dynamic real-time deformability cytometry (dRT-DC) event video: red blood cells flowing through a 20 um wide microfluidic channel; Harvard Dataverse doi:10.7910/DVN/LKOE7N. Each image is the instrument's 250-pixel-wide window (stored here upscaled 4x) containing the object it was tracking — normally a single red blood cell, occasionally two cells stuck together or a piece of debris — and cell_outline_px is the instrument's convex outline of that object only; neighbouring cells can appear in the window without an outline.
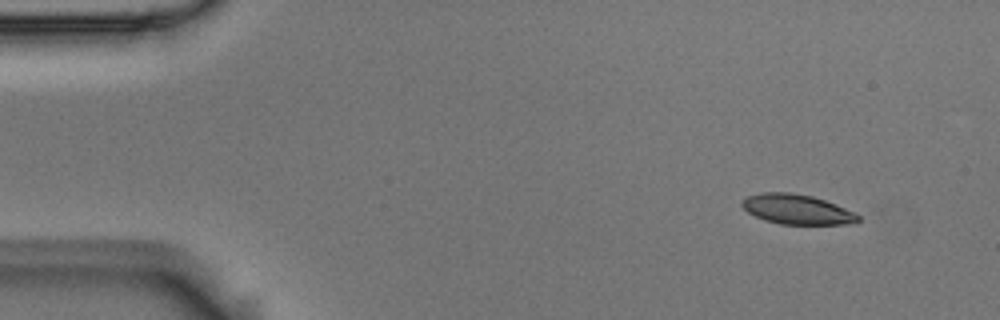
{"species": "Egyptian fruit bat (a non-hibernating species)", "species_latin": "Rousettus aegyptiacus", "temperature_condition": "room temperature", "stored_images_in_passage": 4, "camera_frame_rate_fps": 3000, "um_per_image_px": 0.085, "animal": {"sex": "male"}, "frame": {"image": 1, "passage_image": 1, "time_ms": 0.0, "image_size_px": [1000, 320], "cell_outline_px": [[860, 220], [856, 224], [780, 224], [764, 220], [748, 212], [740, 204], [748, 196], [760, 192], [792, 192], [812, 196], [836, 204], [856, 212], [860, 216]], "centroid_in_image_um": [67.79, 17.79], "position_along_channel_um": 17.2, "area_um2": 20.35}}
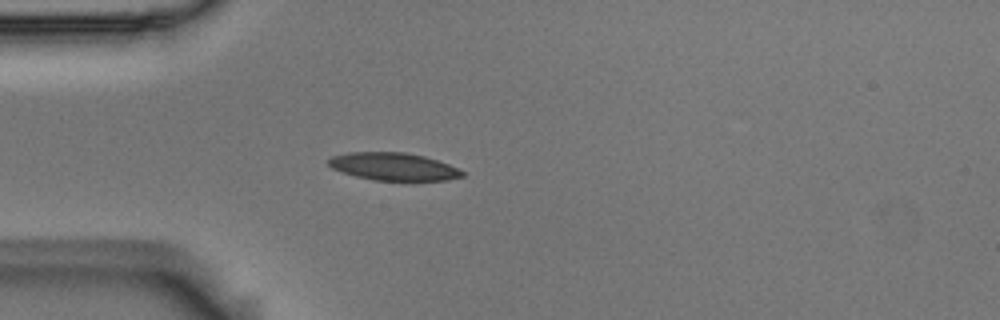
{"frame": {"image": 2, "passage_image": 4, "time_ms": 1.0, "image_size_px": [1000, 320], "cell_outline_px": [[464, 176], [448, 180], [372, 180], [356, 176], [332, 168], [328, 164], [328, 160], [332, 156], [348, 152], [404, 152], [424, 156], [448, 164], [464, 172]], "centroid_in_image_um": [33.44, 14.15], "position_along_channel_um": 51.6, "area_um2": 21.33}}